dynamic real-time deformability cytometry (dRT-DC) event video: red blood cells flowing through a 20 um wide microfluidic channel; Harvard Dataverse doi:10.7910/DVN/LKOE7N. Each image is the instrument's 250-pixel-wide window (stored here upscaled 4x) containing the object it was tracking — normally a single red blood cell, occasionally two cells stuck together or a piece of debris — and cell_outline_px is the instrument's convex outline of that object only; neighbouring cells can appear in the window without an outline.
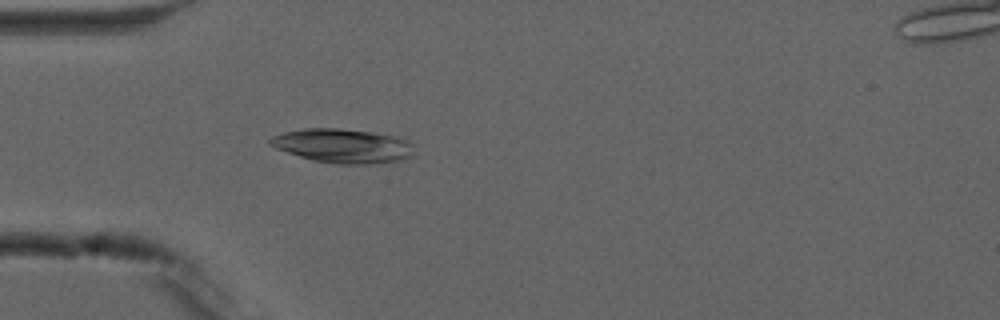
{"species": "common noctule bat (a hibernating species)", "species_latin": "Nyctalus noctula", "temperature_condition": "cold", "stored_images_in_passage": 5, "camera_frame_rate_fps": 3000, "um_per_image_px": 0.085, "animal": {"sex": "male", "forearm_length_mm": 52.5}, "frame": {"image": 1, "passage_image": 5, "time_ms": 4.667, "image_size_px": [1000, 320], "cell_outline_px": [[412, 144], [408, 156], [404, 160], [368, 164], [336, 164], [312, 160], [276, 148], [268, 144], [268, 140], [272, 136], [284, 132], [304, 128], [340, 128], [372, 132], [396, 136], [408, 140]], "centroid_in_image_um": [29.1, 12.39], "position_along_channel_um": 55.9, "area_um2": 28.5}}